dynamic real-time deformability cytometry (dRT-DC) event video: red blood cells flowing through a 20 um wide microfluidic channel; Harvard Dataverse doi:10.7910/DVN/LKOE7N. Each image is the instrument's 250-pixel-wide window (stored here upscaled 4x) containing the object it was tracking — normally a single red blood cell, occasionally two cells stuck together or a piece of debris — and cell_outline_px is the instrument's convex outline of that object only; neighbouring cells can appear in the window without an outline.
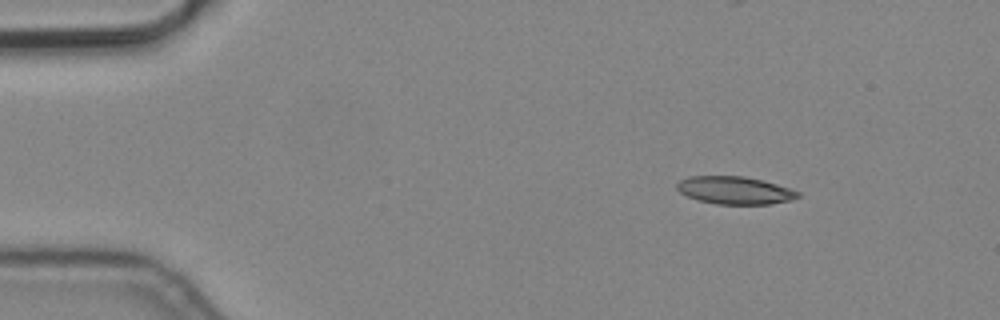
{"species": "common noctule bat (a hibernating species)", "species_latin": "Nyctalus noctula", "temperature_condition": "cold", "stored_images_in_passage": 3, "camera_frame_rate_fps": 3000, "um_per_image_px": 0.085, "animal": {"sex": "male", "body_mass_g": 19.2, "forearm_length_mm": 51.8}, "frame": {"image": 1, "passage_image": 1, "time_ms": 0.0, "image_size_px": [1000, 320], "cell_outline_px": [[800, 196], [792, 200], [768, 204], [716, 204], [700, 200], [688, 196], [680, 192], [676, 188], [676, 184], [680, 180], [688, 176], [744, 176], [776, 184], [800, 192]], "centroid_in_image_um": [62.44, 16.17], "position_along_channel_um": 22.6, "area_um2": 19.36}}